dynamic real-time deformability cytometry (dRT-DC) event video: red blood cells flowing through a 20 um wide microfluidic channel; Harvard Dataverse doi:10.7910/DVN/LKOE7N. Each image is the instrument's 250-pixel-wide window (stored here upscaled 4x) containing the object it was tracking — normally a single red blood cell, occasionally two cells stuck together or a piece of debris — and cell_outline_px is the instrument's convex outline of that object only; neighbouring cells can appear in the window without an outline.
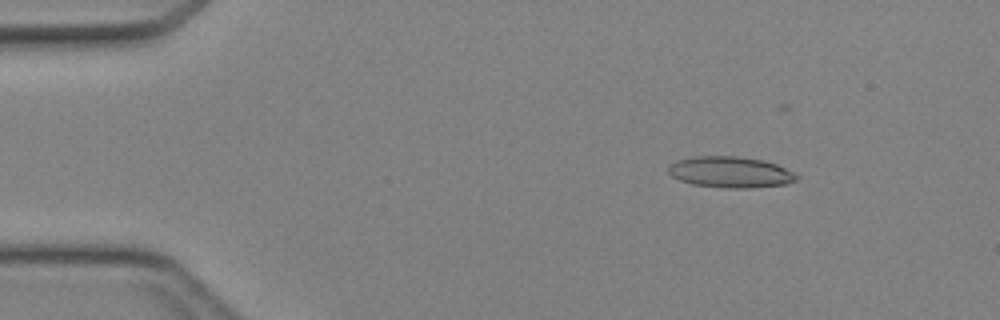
{"species": "Egyptian fruit bat (a non-hibernating species)", "species_latin": "Rousettus aegyptiacus", "temperature_condition": "cold", "stored_images_in_passage": 43, "camera_frame_rate_fps": 3000, "um_per_image_px": 0.085, "animal": {"sex": "female"}, "frame": {"image": 1, "passage_image": 7, "time_ms": 2.0, "image_size_px": [1000, 320], "cell_outline_px": [[800, 176], [796, 180], [788, 184], [748, 188], [728, 188], [692, 184], [680, 180], [672, 176], [668, 172], [668, 168], [672, 164], [680, 160], [696, 156], [736, 156], [764, 160], [776, 164]], "centroid_in_image_um": [62.12, 14.64], "position_along_channel_um": 22.9, "area_um2": 23.06}}
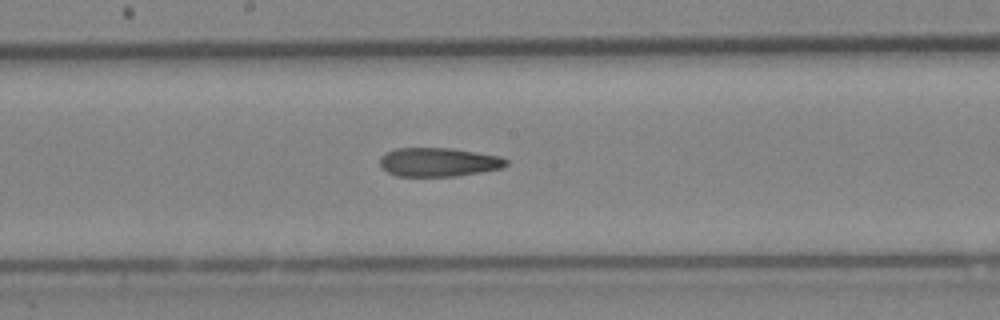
{"frame": {"image": 2, "passage_image": 25, "time_ms": 8.0, "image_size_px": [1000, 320], "cell_outline_px": [[508, 164], [504, 168], [456, 176], [396, 176], [388, 172], [380, 164], [380, 156], [384, 152], [396, 148], [452, 148], [500, 156], [508, 160]], "centroid_in_image_um": [37.28, 13.77], "position_along_channel_um": 210.9, "area_um2": 21.33}}
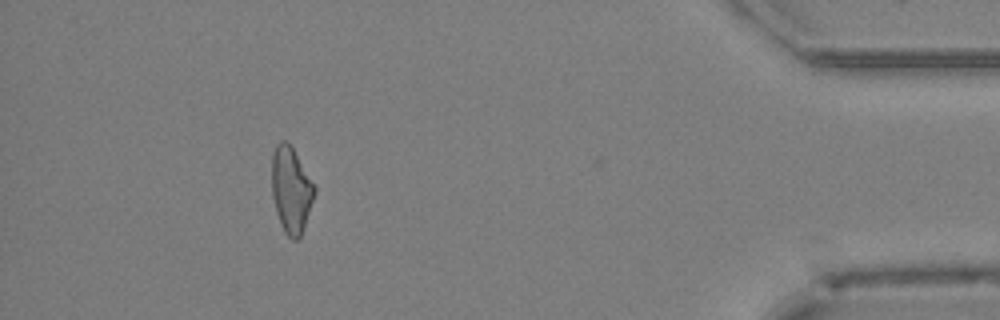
{"frame": {"image": 3, "passage_image": 42, "time_ms": 13.667, "image_size_px": [1000, 320], "cell_outline_px": [[316, 192], [304, 228], [300, 236], [296, 240], [292, 240], [284, 232], [280, 224], [276, 212], [272, 196], [272, 152], [276, 144], [280, 140], [284, 140], [292, 148], [316, 188]], "centroid_in_image_um": [24.73, 16.17], "position_along_channel_um": 410.5, "area_um2": 21.27}}